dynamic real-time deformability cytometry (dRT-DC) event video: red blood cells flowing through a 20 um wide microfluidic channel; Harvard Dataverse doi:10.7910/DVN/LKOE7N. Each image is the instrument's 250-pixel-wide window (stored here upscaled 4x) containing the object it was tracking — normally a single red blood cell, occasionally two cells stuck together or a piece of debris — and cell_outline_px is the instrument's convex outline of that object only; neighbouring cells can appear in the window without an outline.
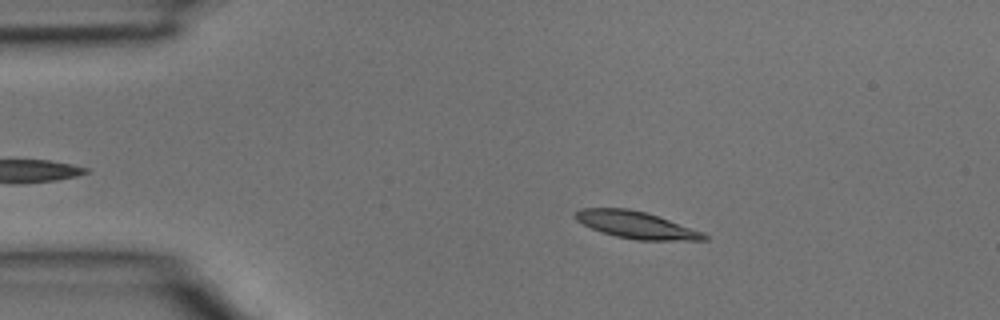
{"species": "common noctule bat (a hibernating species)", "species_latin": "Nyctalus noctula", "temperature_condition": "room temperature", "stored_images_in_passage": 3, "camera_frame_rate_fps": 3000, "um_per_image_px": 0.085, "animal": {"sex": "male", "body_mass_g": 15.6}, "frame": {"image": 1, "passage_image": 3, "time_ms": 0.667, "image_size_px": [1000, 320], "cell_outline_px": [[708, 240], [636, 240], [616, 236], [592, 228], [576, 220], [576, 212], [580, 208], [628, 208], [644, 212], [704, 232], [708, 236]], "centroid_in_image_um": [54.09, 19.12], "position_along_channel_um": 30.9, "area_um2": 19.88}}